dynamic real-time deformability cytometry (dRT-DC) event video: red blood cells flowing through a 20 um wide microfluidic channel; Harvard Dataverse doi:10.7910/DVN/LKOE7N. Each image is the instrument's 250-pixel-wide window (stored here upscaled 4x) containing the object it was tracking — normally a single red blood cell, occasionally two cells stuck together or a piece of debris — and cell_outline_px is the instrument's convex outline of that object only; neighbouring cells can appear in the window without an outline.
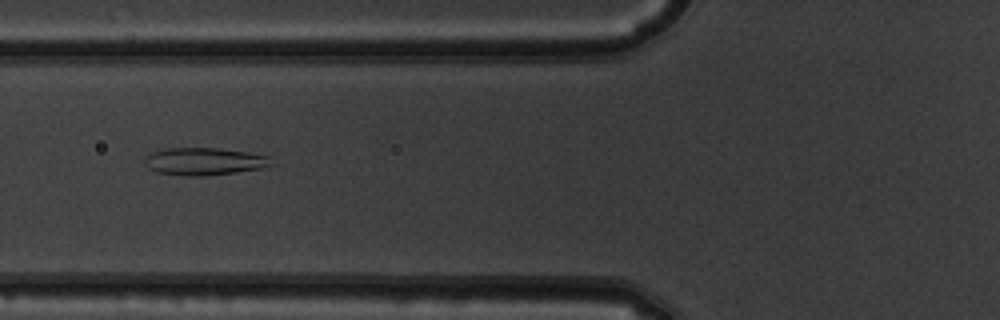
{"species": "common noctule bat (a hibernating species)", "species_latin": "Nyctalus noctula", "temperature_condition": "warm", "stored_images_in_passage": 51, "camera_frame_rate_fps": 3000, "um_per_image_px": 0.085, "animal": {"sex": "male", "body_mass_g": 19.5, "forearm_length_mm": 54.6}, "frame": {"image": 1, "passage_image": 20, "time_ms": 6.333, "image_size_px": [1000, 320], "cell_outline_px": [[276, 164], [260, 168], [236, 172], [200, 176], [184, 176], [156, 172], [148, 168], [144, 164], [144, 156], [152, 152], [164, 148], [220, 148], [268, 156]], "centroid_in_image_um": [17.31, 13.72], "position_along_channel_um": 108.5, "area_um2": 20.35}}
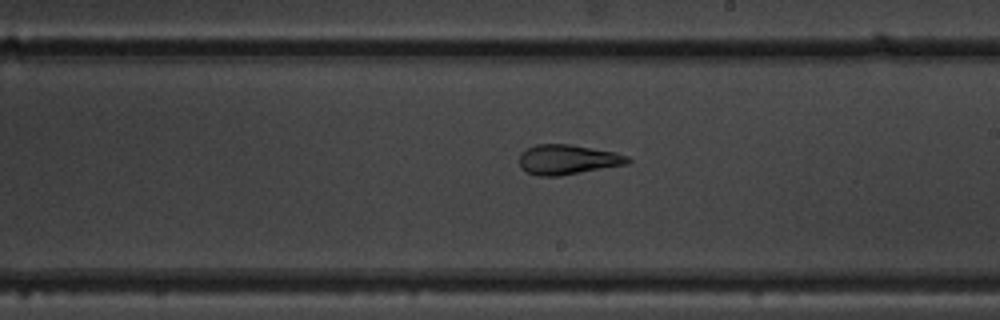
{"frame": {"image": 2, "passage_image": 30, "time_ms": 9.667, "image_size_px": [1000, 320], "cell_outline_px": [[632, 160], [628, 164], [560, 176], [540, 176], [528, 172], [520, 168], [520, 152], [536, 144], [568, 144], [616, 152], [628, 156]], "centroid_in_image_um": [48.27, 13.56], "position_along_channel_um": 240.7, "area_um2": 18.9}}
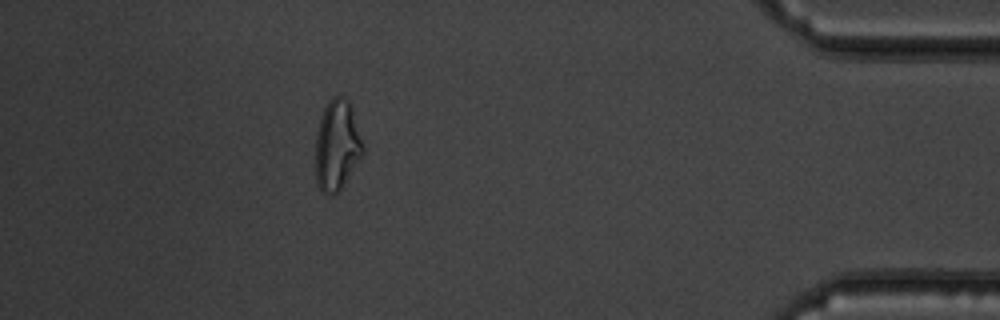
{"frame": {"image": 3, "passage_image": 46, "time_ms": 15.0, "image_size_px": [1000, 320], "cell_outline_px": [[364, 156], [340, 188], [336, 192], [320, 192], [316, 180], [316, 132], [320, 116], [328, 100], [332, 96], [344, 96], [352, 104], [364, 148]], "centroid_in_image_um": [28.66, 12.28], "position_along_channel_um": 406.5, "area_um2": 25.2}, "authors_computed_cell_mechanics": {"area_um2": 24.1604, "velocity_mm_per_s": 3.9723, "shape_relaxation_time_tau1_ms": null, "shape_relaxation_time_tau2_ms": 1.915, "deformation_change_tau1": null, "deformation_change_tau2": 0.088}}